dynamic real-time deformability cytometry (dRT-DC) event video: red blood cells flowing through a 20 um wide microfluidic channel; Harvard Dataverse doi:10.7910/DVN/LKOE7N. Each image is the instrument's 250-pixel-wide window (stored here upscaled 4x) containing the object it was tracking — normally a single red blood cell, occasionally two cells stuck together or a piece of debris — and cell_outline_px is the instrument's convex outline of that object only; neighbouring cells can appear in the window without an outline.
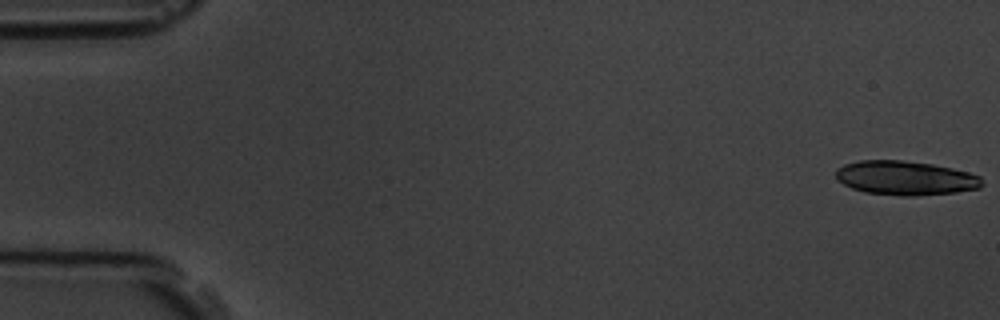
{"species": "common noctule bat (a hibernating species)", "species_latin": "Nyctalus noctula", "temperature_condition": "room temperature", "stored_images_in_passage": 4, "camera_frame_rate_fps": 3000, "um_per_image_px": 0.085, "animal": {"sex": "male", "body_mass_g": 19.5, "forearm_length_mm": 54.6}, "frame": {"image": 1, "passage_image": 1, "time_ms": 0.0, "image_size_px": [1000, 320], "cell_outline_px": [[984, 184], [980, 188], [956, 192], [916, 196], [900, 196], [864, 192], [852, 188], [844, 184], [836, 176], [836, 168], [844, 164], [860, 160], [900, 160], [932, 164], [952, 168], [968, 172], [980, 176], [984, 180]], "centroid_in_image_um": [76.99, 15.13], "position_along_channel_um": 8.0, "area_um2": 29.25}}